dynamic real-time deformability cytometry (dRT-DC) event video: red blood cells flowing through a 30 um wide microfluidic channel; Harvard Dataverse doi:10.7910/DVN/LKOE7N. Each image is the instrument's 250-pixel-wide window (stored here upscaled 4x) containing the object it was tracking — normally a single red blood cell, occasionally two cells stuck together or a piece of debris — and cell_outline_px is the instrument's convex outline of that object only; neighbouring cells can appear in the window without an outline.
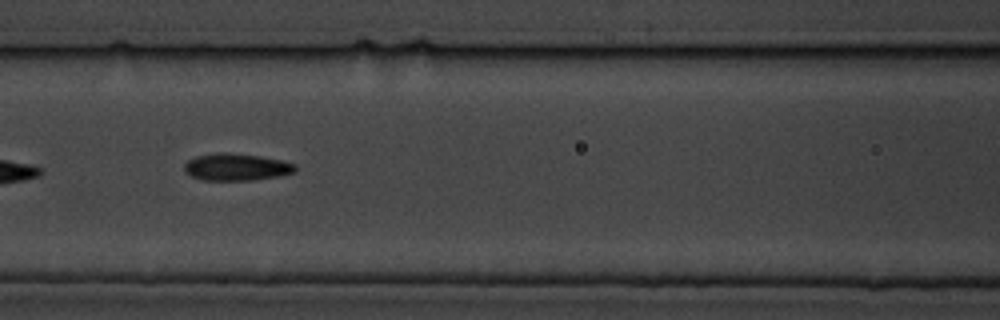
{"species": "common noctule bat (a hibernating species)", "species_latin": "Nyctalus noctula", "temperature_condition": "cold", "stored_images_in_passage": 9, "camera_frame_rate_fps": 3000, "um_per_image_px": 0.085, "animal": {"sex": "male", "body_mass_g": 19.5, "forearm_length_mm": 54.6}, "frame": {"image": 1, "passage_image": 7, "time_ms": 7.667, "image_size_px": [1000, 320], "cell_outline_px": [[296, 172], [280, 176], [252, 180], [200, 180], [184, 172], [184, 164], [188, 160], [196, 156], [216, 152], [224, 152], [260, 156], [280, 160], [296, 164]], "centroid_in_image_um": [20.08, 14.2], "position_along_channel_um": 146.5, "area_um2": 17.63}}